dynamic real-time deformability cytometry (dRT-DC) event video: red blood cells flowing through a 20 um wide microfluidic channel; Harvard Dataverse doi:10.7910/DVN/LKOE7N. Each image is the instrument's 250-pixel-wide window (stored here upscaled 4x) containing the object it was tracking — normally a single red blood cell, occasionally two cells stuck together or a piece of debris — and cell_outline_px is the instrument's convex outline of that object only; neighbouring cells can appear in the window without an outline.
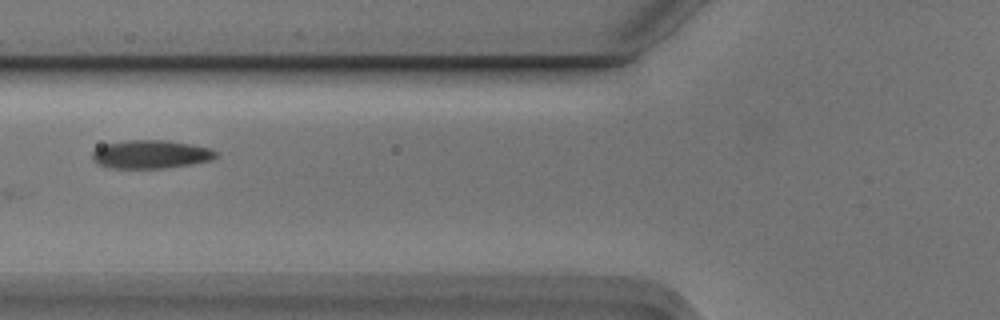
{"species": "Egyptian fruit bat (a non-hibernating species)", "species_latin": "Rousettus aegyptiacus", "temperature_condition": "cold", "stored_images_in_passage": 8, "camera_frame_rate_fps": 3000, "um_per_image_px": 0.085, "animal": {"sex": "male"}, "frame": {"image": 1, "passage_image": 6, "time_ms": 1.667, "image_size_px": [1000, 320], "cell_outline_px": [[216, 156], [212, 160], [192, 164], [164, 168], [112, 168], [100, 164], [92, 160], [92, 152], [96, 148], [104, 144], [124, 140], [164, 140], [192, 144], [212, 148], [216, 152]], "centroid_in_image_um": [12.82, 13.11], "position_along_channel_um": 113.0, "area_um2": 20.52}}
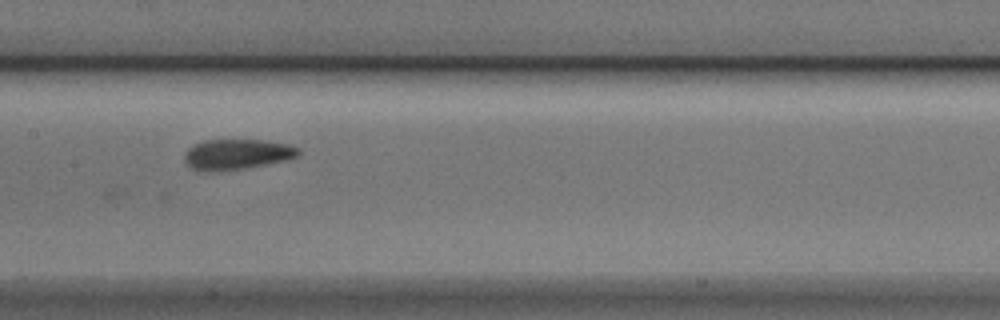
{"frame": {"image": 2, "passage_image": 8, "time_ms": 2.333, "image_size_px": [1000, 320], "cell_outline_px": [[300, 152], [296, 156], [284, 160], [244, 168], [192, 168], [184, 160], [184, 152], [188, 148], [204, 140], [264, 140], [284, 144], [300, 148]], "centroid_in_image_um": [20.16, 13.06], "position_along_channel_um": 187.2, "area_um2": 19.07}}